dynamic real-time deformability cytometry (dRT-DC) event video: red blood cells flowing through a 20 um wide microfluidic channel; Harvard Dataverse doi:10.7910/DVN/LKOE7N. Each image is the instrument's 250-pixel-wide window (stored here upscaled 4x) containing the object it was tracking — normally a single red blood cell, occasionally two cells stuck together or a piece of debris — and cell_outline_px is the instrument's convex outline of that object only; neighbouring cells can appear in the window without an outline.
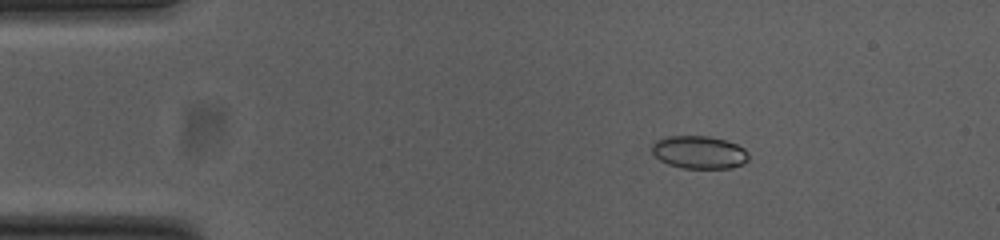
{"species": "common noctule bat (a hibernating species)", "species_latin": "Nyctalus noctula", "temperature_condition": "cold", "stored_images_in_passage": 54, "camera_frame_rate_fps": 3000, "um_per_image_px": 0.085, "animal": {"sex": "female", "body_mass_g": 23.0, "forearm_length_mm": 53.4}, "frame": {"image": 1, "passage_image": 9, "time_ms": 2.667, "image_size_px": [1000, 240], "cell_outline_px": [[748, 160], [744, 164], [732, 168], [684, 168], [668, 164], [660, 160], [652, 152], [652, 144], [656, 140], [664, 136], [708, 136], [724, 140], [736, 144], [744, 148], [748, 152]], "centroid_in_image_um": [59.43, 12.94], "position_along_channel_um": 25.6, "area_um2": 18.55}}
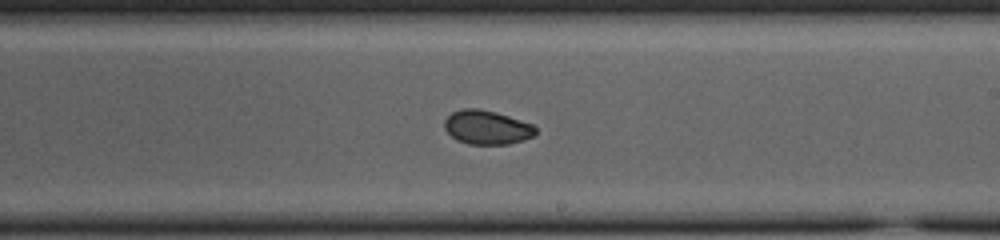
{"frame": {"image": 2, "passage_image": 32, "time_ms": 10.333, "image_size_px": [1000, 240], "cell_outline_px": [[536, 132], [532, 136], [524, 140], [508, 144], [468, 144], [456, 140], [444, 128], [444, 120], [452, 112], [460, 108], [476, 108], [496, 112], [532, 124], [536, 128]], "centroid_in_image_um": [41.36, 10.82], "position_along_channel_um": 247.6, "area_um2": 18.03}}
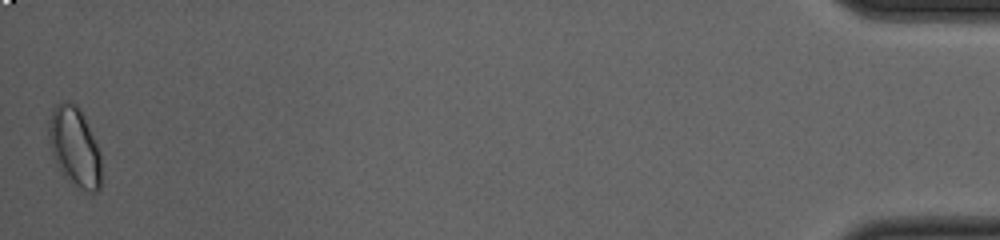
{"frame": {"image": 3, "passage_image": 54, "time_ms": 17.667, "image_size_px": [1000, 240], "cell_outline_px": [[100, 188], [96, 192], [88, 192], [64, 176], [60, 172], [52, 152], [48, 140], [48, 120], [56, 104], [64, 100], [68, 100], [76, 104], [80, 108], [84, 116], [96, 144], [100, 156]], "centroid_in_image_um": [6.31, 12.43], "position_along_channel_um": 428.9, "area_um2": 24.04}, "authors_computed_cell_mechanics": {"area_um2": 18.4671, "velocity_mm_per_s": 3.7884, "shape_relaxation_time_tau1_ms": 4.0065, "shape_relaxation_time_tau2_ms": 1.4212, "deformation_change_tau1": 0.0812, "deformation_change_tau2": 0.0406}}